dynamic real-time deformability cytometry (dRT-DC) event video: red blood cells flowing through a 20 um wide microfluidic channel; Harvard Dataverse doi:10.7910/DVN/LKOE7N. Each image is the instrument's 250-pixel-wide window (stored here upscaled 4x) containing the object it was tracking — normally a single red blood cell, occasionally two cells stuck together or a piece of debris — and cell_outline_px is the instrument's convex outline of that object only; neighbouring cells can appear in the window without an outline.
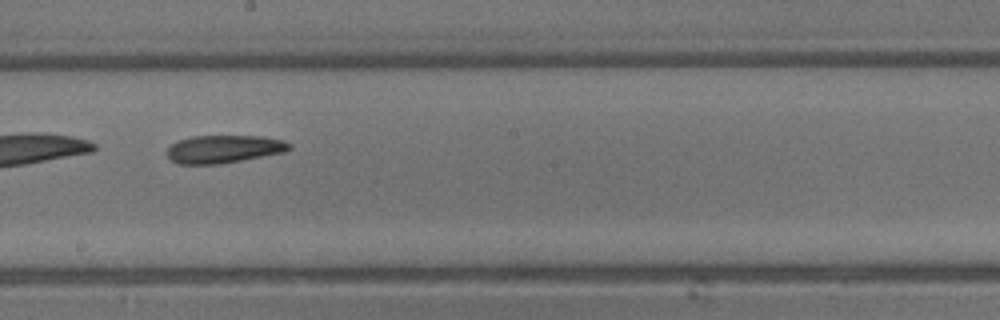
{"species": "common noctule bat (a hibernating species)", "species_latin": "Nyctalus noctula", "temperature_condition": "warm", "stored_images_in_passage": 37, "camera_frame_rate_fps": 3000, "um_per_image_px": 0.085, "animal": {"sex": "male", "body_mass_g": 13.3}, "frame": {"image": 1, "passage_image": 22, "time_ms": 7.0, "image_size_px": [1000, 320], "cell_outline_px": [[292, 148], [284, 152], [220, 164], [176, 164], [168, 160], [164, 152], [176, 140], [192, 136], [260, 136], [284, 140], [292, 144]], "centroid_in_image_um": [18.96, 12.67], "position_along_channel_um": 229.2, "area_um2": 20.17}}
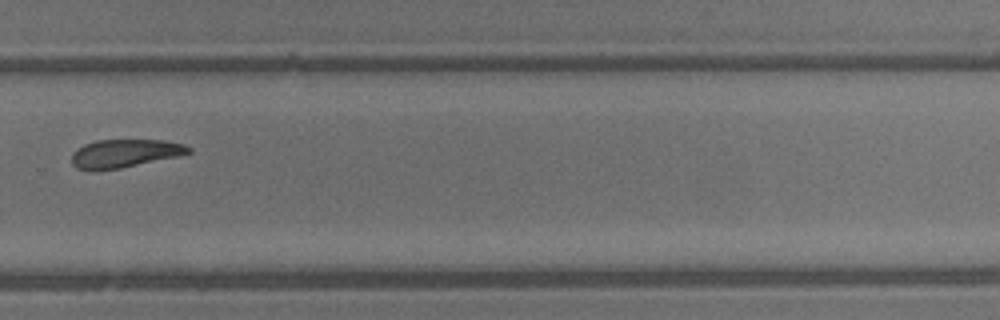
{"frame": {"image": 2, "passage_image": 27, "time_ms": 8.667, "image_size_px": [1000, 320], "cell_outline_px": [[192, 152], [176, 156], [120, 168], [92, 172], [88, 172], [76, 168], [72, 164], [72, 152], [76, 148], [84, 144], [96, 140], [160, 140], [184, 144], [192, 148]], "centroid_in_image_um": [10.51, 13.05], "position_along_channel_um": 319.3, "area_um2": 19.36}}